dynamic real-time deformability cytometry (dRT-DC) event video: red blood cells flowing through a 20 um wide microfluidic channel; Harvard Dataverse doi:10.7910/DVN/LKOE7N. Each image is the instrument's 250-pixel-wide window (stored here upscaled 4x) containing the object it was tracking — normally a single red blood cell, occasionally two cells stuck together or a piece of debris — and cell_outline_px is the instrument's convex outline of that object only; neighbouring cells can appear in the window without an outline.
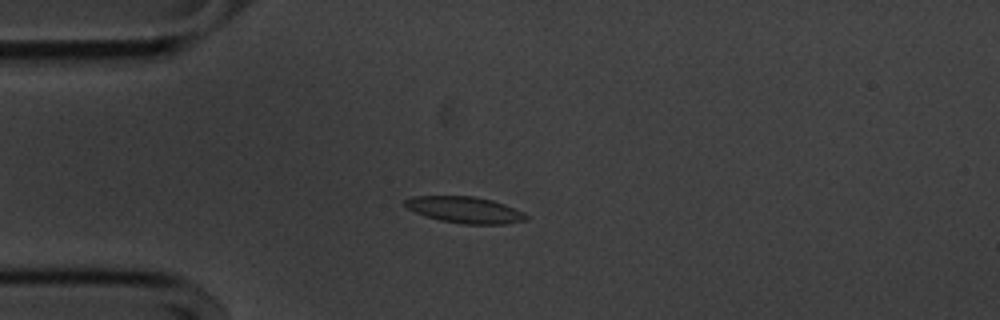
{"species": "common noctule bat (a hibernating species)", "species_latin": "Nyctalus noctula", "temperature_condition": "cold", "stored_images_in_passage": 54, "camera_frame_rate_fps": 3000, "um_per_image_px": 0.085, "animal": {"sex": "male", "body_mass_g": 20.1, "forearm_length_mm": 53.5}, "frame": {"image": 1, "passage_image": 13, "time_ms": 4.0, "image_size_px": [1000, 320], "cell_outline_px": [[528, 220], [504, 224], [464, 224], [440, 220], [424, 216], [408, 208], [404, 204], [404, 200], [412, 196], [476, 196], [492, 200], [504, 204], [528, 216]], "centroid_in_image_um": [39.49, 17.83], "position_along_channel_um": 45.5, "area_um2": 18.5}}
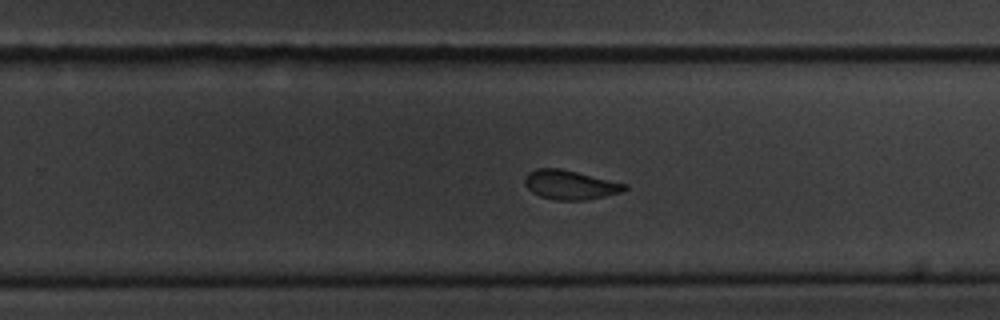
{"frame": {"image": 2, "passage_image": 34, "time_ms": 11.0, "image_size_px": [1000, 320], "cell_outline_px": [[628, 188], [620, 192], [604, 196], [584, 200], [556, 200], [540, 196], [532, 192], [524, 184], [524, 180], [528, 172], [536, 168], [560, 168], [628, 184]], "centroid_in_image_um": [48.44, 15.7], "position_along_channel_um": 281.4, "area_um2": 16.94}}
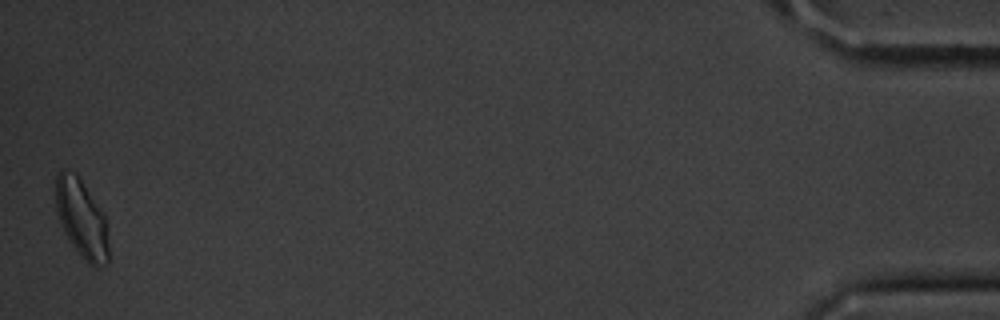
{"frame": {"image": 3, "passage_image": 54, "time_ms": 17.667, "image_size_px": [1000, 320], "cell_outline_px": [[108, 264], [100, 268], [96, 268], [88, 264], [80, 256], [68, 240], [64, 232], [56, 208], [56, 176], [64, 168], [76, 172], [104, 212], [108, 228]], "centroid_in_image_um": [6.97, 18.61], "position_along_channel_um": 428.2, "area_um2": 24.68}, "authors_computed_cell_mechanics": {"area_um2": 18.2359, "velocity_mm_per_s": 3.5894, "shape_relaxation_time_tau1_ms": null, "shape_relaxation_time_tau2_ms": 2.9062, "deformation_change_tau1": null, "deformation_change_tau2": 0.0823}}